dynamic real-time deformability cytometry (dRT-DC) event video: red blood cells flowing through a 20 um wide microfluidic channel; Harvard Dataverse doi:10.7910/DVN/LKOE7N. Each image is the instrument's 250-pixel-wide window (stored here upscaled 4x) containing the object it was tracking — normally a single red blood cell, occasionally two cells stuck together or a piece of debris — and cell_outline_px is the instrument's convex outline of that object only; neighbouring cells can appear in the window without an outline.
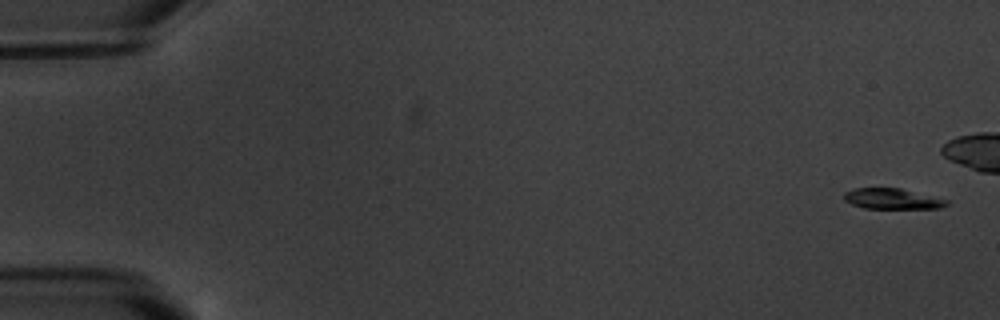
{"species": "common noctule bat (a hibernating species)", "species_latin": "Nyctalus noctula", "temperature_condition": "warm", "stored_images_in_passage": 7, "camera_frame_rate_fps": 3000, "um_per_image_px": 0.085, "animal": {"sex": "male", "body_mass_g": 20.1, "forearm_length_mm": 53.5}, "frame": {"image": 1, "passage_image": 1, "time_ms": 0.0, "image_size_px": [1000, 320], "cell_outline_px": [[948, 204], [940, 208], [864, 208], [852, 204], [844, 200], [844, 192], [852, 188], [900, 188], [948, 200]], "centroid_in_image_um": [75.8, 16.89], "position_along_channel_um": 9.2, "area_um2": 12.2}}